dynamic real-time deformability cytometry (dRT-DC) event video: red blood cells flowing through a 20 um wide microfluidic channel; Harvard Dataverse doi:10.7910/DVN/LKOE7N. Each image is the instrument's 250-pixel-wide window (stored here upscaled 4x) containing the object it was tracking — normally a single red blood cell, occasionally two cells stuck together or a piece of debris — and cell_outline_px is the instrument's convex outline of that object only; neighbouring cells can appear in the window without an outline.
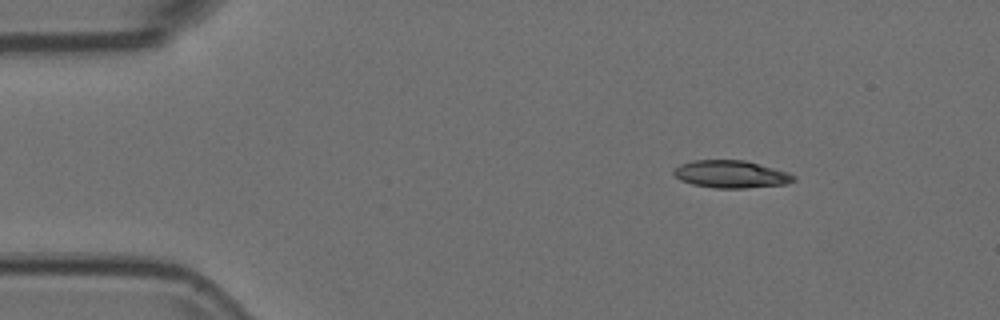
{"species": "Egyptian fruit bat (a non-hibernating species)", "species_latin": "Rousettus aegyptiacus", "temperature_condition": "room temperature", "stored_images_in_passage": 48, "camera_frame_rate_fps": 3000, "um_per_image_px": 0.085, "animal": {"sex": "female"}, "frame": {"image": 1, "passage_image": 1, "time_ms": 0.0, "image_size_px": [1000, 320], "cell_outline_px": [[796, 180], [788, 184], [744, 188], [716, 188], [692, 184], [680, 180], [672, 172], [680, 164], [692, 160], [744, 160], [788, 172], [796, 176]], "centroid_in_image_um": [62.15, 14.81], "position_along_channel_um": 22.8, "area_um2": 19.19}}
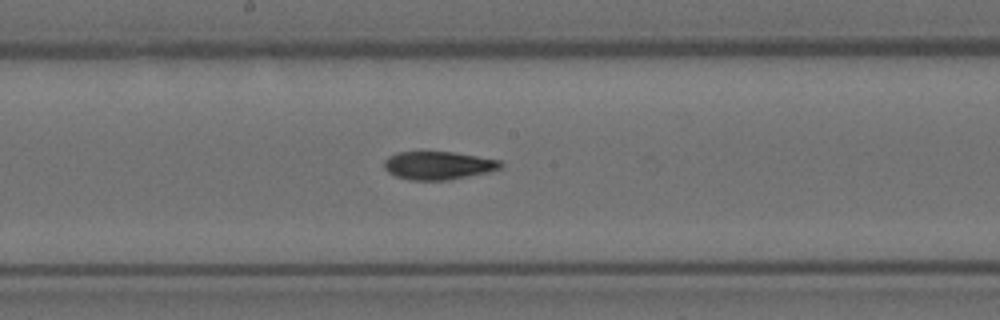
{"frame": {"image": 2, "passage_image": 22, "time_ms": 7.0, "image_size_px": [1000, 320], "cell_outline_px": [[504, 168], [488, 172], [448, 180], [408, 180], [396, 176], [388, 172], [384, 168], [384, 160], [388, 156], [396, 152], [452, 152], [500, 160], [504, 164]], "centroid_in_image_um": [37.25, 14.06], "position_along_channel_um": 210.9, "area_um2": 19.19}}
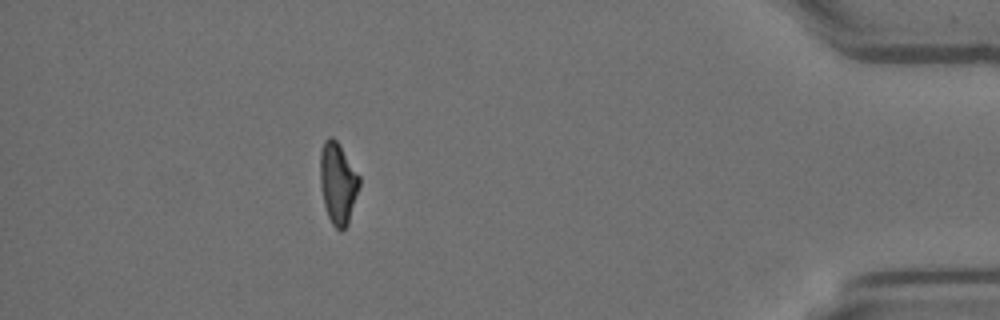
{"frame": {"image": 3, "passage_image": 42, "time_ms": 13.667, "image_size_px": [1000, 320], "cell_outline_px": [[360, 184], [348, 224], [340, 232], [332, 224], [328, 216], [324, 204], [320, 184], [320, 152], [324, 140], [328, 136], [332, 136], [336, 140], [360, 176]], "centroid_in_image_um": [28.71, 15.56], "position_along_channel_um": 406.5, "area_um2": 18.55}}